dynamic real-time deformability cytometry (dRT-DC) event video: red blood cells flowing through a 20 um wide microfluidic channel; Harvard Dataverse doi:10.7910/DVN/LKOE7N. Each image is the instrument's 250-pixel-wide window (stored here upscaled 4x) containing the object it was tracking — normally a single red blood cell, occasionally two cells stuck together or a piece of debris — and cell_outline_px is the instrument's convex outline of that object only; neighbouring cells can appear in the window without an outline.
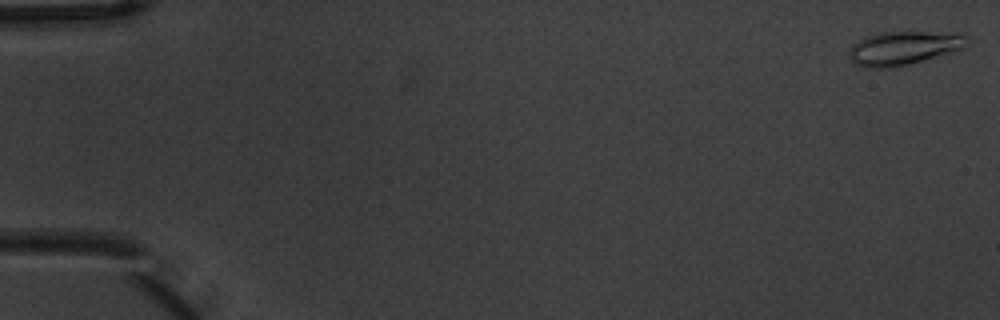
{"species": "common noctule bat (a hibernating species)", "species_latin": "Nyctalus noctula", "temperature_condition": "warm", "stored_images_in_passage": 4, "camera_frame_rate_fps": 3000, "um_per_image_px": 0.085, "animal": {"sex": "male", "body_mass_g": 20.1, "forearm_length_mm": 53.5}, "frame": {"image": 1, "passage_image": 1, "time_ms": 0.0, "image_size_px": [1000, 320], "cell_outline_px": [[968, 44], [964, 48], [908, 64], [892, 68], [864, 68], [856, 64], [848, 56], [848, 52], [852, 44], [864, 36], [880, 32], [964, 32], [968, 36]], "centroid_in_image_um": [76.81, 4.06], "position_along_channel_um": 8.2, "area_um2": 23.47}}